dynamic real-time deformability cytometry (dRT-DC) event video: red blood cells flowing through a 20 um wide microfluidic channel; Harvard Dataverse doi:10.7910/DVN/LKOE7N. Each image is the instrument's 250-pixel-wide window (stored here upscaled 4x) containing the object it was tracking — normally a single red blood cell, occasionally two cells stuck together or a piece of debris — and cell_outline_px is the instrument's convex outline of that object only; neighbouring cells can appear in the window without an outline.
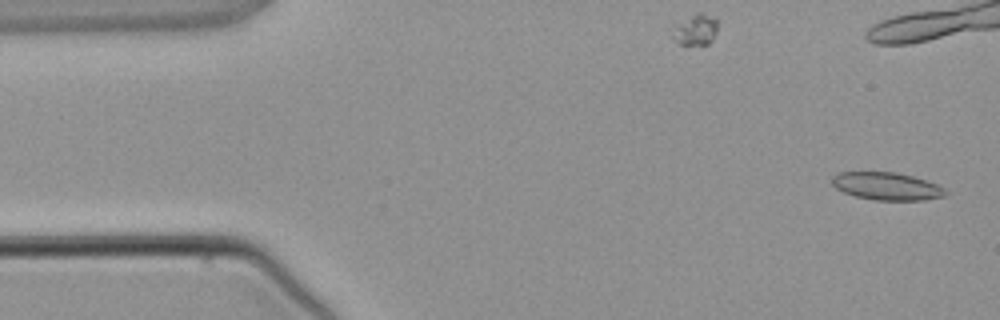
{"species": "common noctule bat (a hibernating species)", "species_latin": "Nyctalus noctula", "temperature_condition": "warm", "stored_images_in_passage": 4, "camera_frame_rate_fps": 3000, "um_per_image_px": 0.085, "animal": {"sex": "male", "body_mass_g": 21.5, "forearm_length_mm": 52.0}, "frame": {"image": 1, "passage_image": 1, "time_ms": 0.0, "image_size_px": [1000, 320], "cell_outline_px": [[948, 192], [944, 196], [924, 200], [872, 200], [856, 196], [844, 192], [836, 188], [832, 184], [832, 176], [836, 172], [896, 172], [912, 176], [936, 184], [944, 188]], "centroid_in_image_um": [75.35, 15.82], "position_along_channel_um": 9.6, "area_um2": 18.26}}
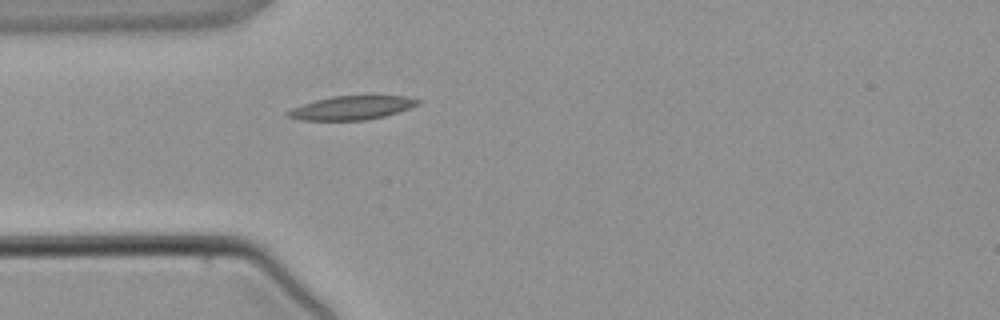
{"frame": {"image": 2, "passage_image": 4, "time_ms": 4.667, "image_size_px": [1000, 320], "cell_outline_px": [[420, 104], [384, 116], [364, 120], [300, 120], [284, 116], [284, 112], [292, 108], [316, 100], [332, 96], [408, 96], [420, 100]], "centroid_in_image_um": [29.85, 9.16], "position_along_channel_um": 55.2, "area_um2": 17.86}}